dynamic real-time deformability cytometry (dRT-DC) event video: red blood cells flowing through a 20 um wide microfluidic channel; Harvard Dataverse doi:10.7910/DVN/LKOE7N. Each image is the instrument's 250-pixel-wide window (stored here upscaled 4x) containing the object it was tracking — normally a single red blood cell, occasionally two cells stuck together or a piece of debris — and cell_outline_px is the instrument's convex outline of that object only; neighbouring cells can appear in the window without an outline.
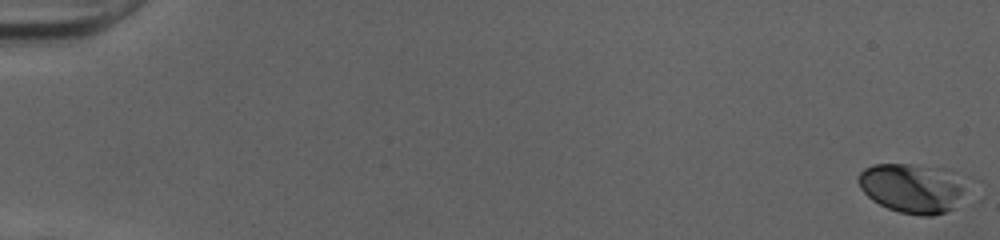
{"species": "human", "species_latin": "Homo sapiens", "temperature_condition": "cold", "stored_images_in_passage": 52, "camera_frame_rate_fps": 3000, "um_per_image_px": 0.085, "donor": {"sex": "female"}, "frame": {"image": 1, "passage_image": 1, "time_ms": 0.0, "image_size_px": [1000, 240], "cell_outline_px": [[964, 204], [956, 208], [932, 216], [924, 216], [900, 212], [888, 208], [872, 200], [860, 188], [856, 180], [860, 172], [864, 168], [872, 164], [908, 164], [960, 180], [964, 200]], "centroid_in_image_um": [77.42, 16.07], "position_along_channel_um": 7.6, "area_um2": 29.82}}
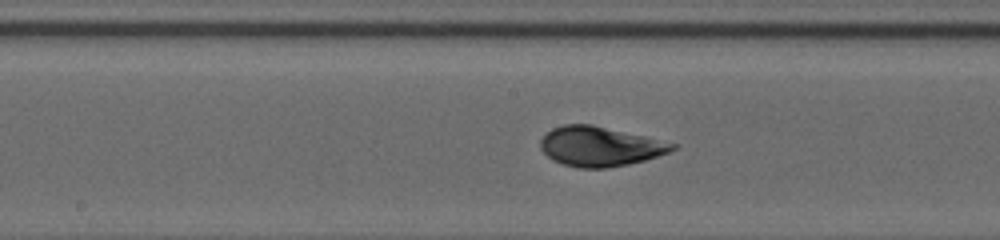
{"frame": {"image": 2, "passage_image": 29, "time_ms": 9.333, "image_size_px": [1000, 240], "cell_outline_px": [[680, 144], [676, 148], [668, 152], [644, 160], [628, 164], [608, 168], [576, 168], [552, 160], [540, 148], [540, 140], [552, 128], [564, 124], [592, 124]], "centroid_in_image_um": [50.99, 12.44], "position_along_channel_um": 197.2, "area_um2": 30.46}}
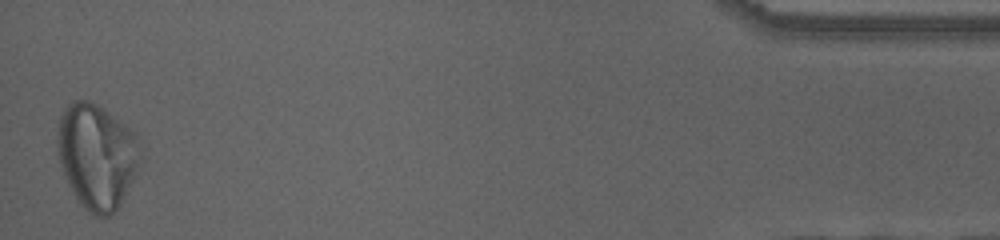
{"frame": {"image": 3, "passage_image": 52, "time_ms": 17.0, "image_size_px": [1000, 240], "cell_outline_px": [[140, 164], [120, 204], [108, 216], [96, 216], [88, 212], [80, 204], [68, 184], [60, 160], [56, 144], [56, 140], [60, 116], [64, 108], [72, 100], [88, 100], [104, 108], [132, 132], [136, 136], [140, 156]], "centroid_in_image_um": [8.2, 13.26], "position_along_channel_um": 427.0, "area_um2": 50.17}, "authors_computed_cell_mechanics": {"area_um2": 30.2005, "velocity_mm_per_s": 4.0247, "shape_relaxation_time_tau1_ms": 2.7908, "shape_relaxation_time_tau2_ms": 0.7413, "deformation_change_tau1": 0.1494, "deformation_change_tau2": 0.037}}